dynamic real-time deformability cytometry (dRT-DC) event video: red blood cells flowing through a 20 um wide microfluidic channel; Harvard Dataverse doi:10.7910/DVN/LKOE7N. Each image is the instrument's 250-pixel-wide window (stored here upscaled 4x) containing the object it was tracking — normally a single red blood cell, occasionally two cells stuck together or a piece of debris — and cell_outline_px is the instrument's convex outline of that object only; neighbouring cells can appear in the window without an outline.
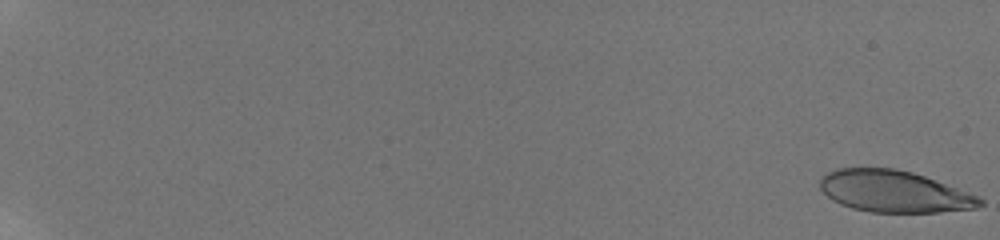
{"species": "human", "species_latin": "Homo sapiens", "temperature_condition": "room temperature", "stored_images_in_passage": 59, "camera_frame_rate_fps": 3000, "um_per_image_px": 0.085, "donor": {"sex": "male"}, "frame": {"image": 1, "passage_image": 1, "time_ms": 0.0, "image_size_px": [1000, 240], "cell_outline_px": [[984, 204], [976, 208], [940, 212], [872, 212], [852, 208], [840, 204], [832, 200], [820, 188], [820, 180], [828, 172], [836, 168], [896, 168], [912, 172], [924, 176], [980, 196], [984, 200]], "centroid_in_image_um": [76.02, 16.27], "position_along_channel_um": 9.0, "area_um2": 38.84}}
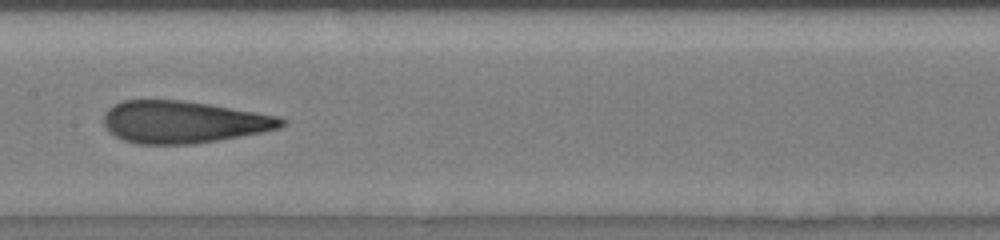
{"frame": {"image": 2, "passage_image": 35, "time_ms": 11.333, "image_size_px": [1000, 240], "cell_outline_px": [[288, 124], [280, 128], [264, 132], [192, 144], [136, 144], [124, 140], [108, 132], [104, 124], [104, 112], [108, 108], [124, 100], [180, 100], [208, 104], [280, 116], [288, 120]], "centroid_in_image_um": [15.61, 10.37], "position_along_channel_um": 191.8, "area_um2": 43.75}}
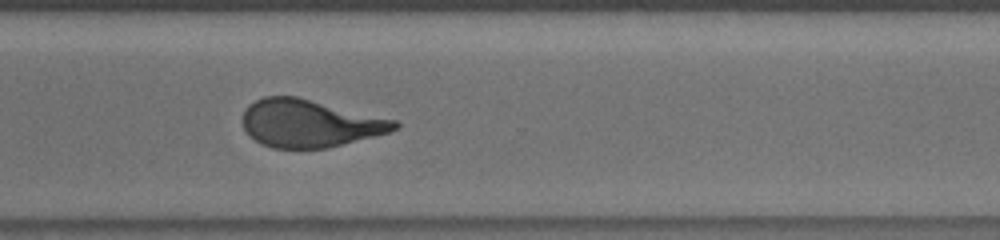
{"frame": {"image": 3, "passage_image": 47, "time_ms": 15.333, "image_size_px": [1000, 240], "cell_outline_px": [[400, 128], [388, 132], [328, 148], [272, 148], [260, 144], [244, 128], [244, 108], [248, 104], [264, 96], [296, 96], [396, 120], [400, 124]], "centroid_in_image_um": [26.32, 10.48], "position_along_channel_um": 344.3, "area_um2": 41.85}, "authors_computed_cell_mechanics": {"area_um2": 42.4252, "velocity_mm_per_s": 3.8287, "shape_relaxation_time_tau1_ms": 6.1609, "shape_relaxation_time_tau2_ms": 1.2545, "deformation_change_tau1": 0.2423, "deformation_change_tau2": 0.1073}}